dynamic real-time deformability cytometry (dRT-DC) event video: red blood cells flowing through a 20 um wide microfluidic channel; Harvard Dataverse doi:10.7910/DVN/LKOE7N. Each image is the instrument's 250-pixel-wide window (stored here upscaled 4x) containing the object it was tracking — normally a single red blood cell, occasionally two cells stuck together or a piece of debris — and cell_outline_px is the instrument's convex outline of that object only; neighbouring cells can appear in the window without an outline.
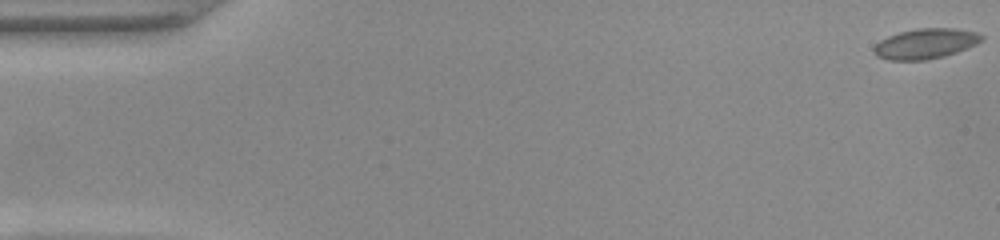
{"species": "common noctule bat (a hibernating species)", "species_latin": "Nyctalus noctula", "temperature_condition": "warm", "stored_images_in_passage": 53, "camera_frame_rate_fps": 3000, "um_per_image_px": 0.085, "animal": {"sex": "female", "body_mass_g": 22.0, "forearm_length_mm": 56.7}, "frame": {"image": 1, "passage_image": 1, "time_ms": 0.0, "image_size_px": [1000, 240], "cell_outline_px": [[984, 40], [968, 48], [944, 56], [924, 60], [888, 60], [876, 56], [872, 52], [872, 48], [880, 40], [888, 36], [900, 32], [920, 28], [956, 28], [976, 32], [984, 36]], "centroid_in_image_um": [78.66, 3.71], "position_along_channel_um": 6.3, "area_um2": 19.07}}
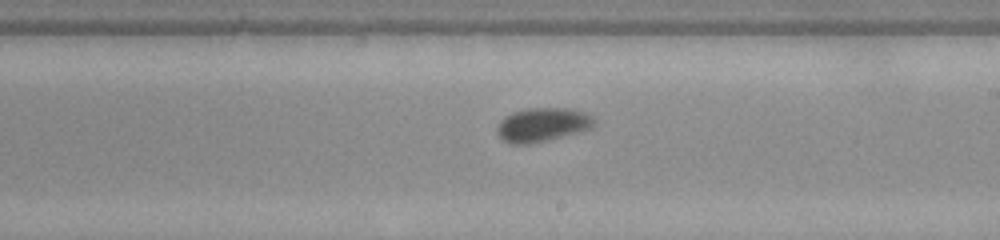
{"frame": {"image": 2, "passage_image": 31, "time_ms": 10.0, "image_size_px": [1000, 240], "cell_outline_px": [[596, 124], [592, 128], [580, 132], [528, 144], [512, 144], [504, 140], [496, 132], [496, 128], [500, 120], [504, 116], [512, 112], [528, 108], [568, 108], [584, 112], [592, 116], [596, 120]], "centroid_in_image_um": [46.12, 10.59], "position_along_channel_um": 242.9, "area_um2": 19.25}}
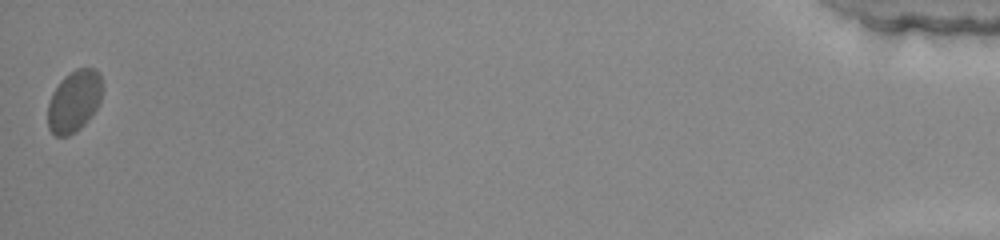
{"frame": {"image": 3, "passage_image": 53, "time_ms": 17.333, "image_size_px": [1000, 240], "cell_outline_px": [[100, 100], [96, 108], [84, 124], [76, 132], [68, 136], [56, 136], [48, 128], [48, 104], [52, 92], [60, 80], [64, 76], [76, 68], [96, 68], [100, 72]], "centroid_in_image_um": [6.27, 8.59], "position_along_channel_um": 428.9, "area_um2": 19.48}, "authors_computed_cell_mechanics": {"area_um2": 18.9006, "velocity_mm_per_s": 3.8719, "shape_relaxation_time_tau1_ms": 2.5612, "shape_relaxation_time_tau2_ms": null, "deformation_change_tau1": 0.0847, "deformation_change_tau2": null}}